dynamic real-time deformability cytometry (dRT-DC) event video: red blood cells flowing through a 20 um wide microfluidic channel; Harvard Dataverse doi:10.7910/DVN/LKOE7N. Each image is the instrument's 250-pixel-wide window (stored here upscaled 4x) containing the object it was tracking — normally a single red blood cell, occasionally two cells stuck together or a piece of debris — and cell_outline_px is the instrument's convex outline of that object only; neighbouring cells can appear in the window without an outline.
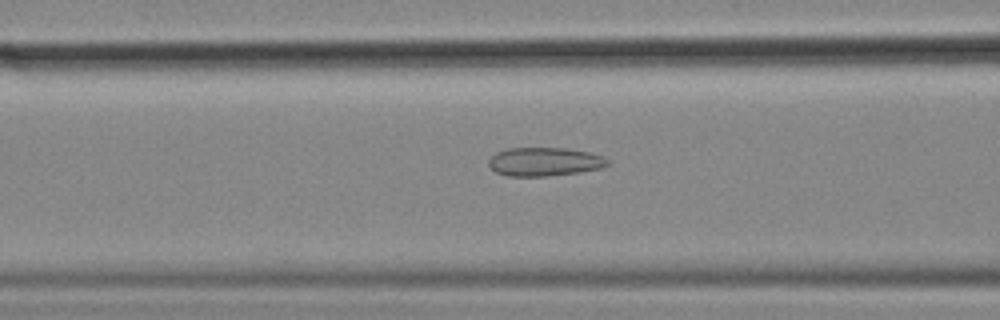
{"species": "common noctule bat (a hibernating species)", "species_latin": "Nyctalus noctula", "temperature_condition": "cold", "stored_images_in_passage": 52, "camera_frame_rate_fps": 3000, "um_per_image_px": 0.085, "animal": {"sex": "female", "body_mass_g": 18.4}, "frame": {"image": 1, "passage_image": 18, "time_ms": 5.667, "image_size_px": [1000, 320], "cell_outline_px": [[612, 164], [600, 168], [580, 172], [544, 176], [508, 176], [496, 172], [488, 164], [488, 160], [496, 152], [508, 148], [568, 148], [588, 152], [604, 156], [612, 160]], "centroid_in_image_um": [46.34, 13.74], "position_along_channel_um": 120.3, "area_um2": 20.0}}
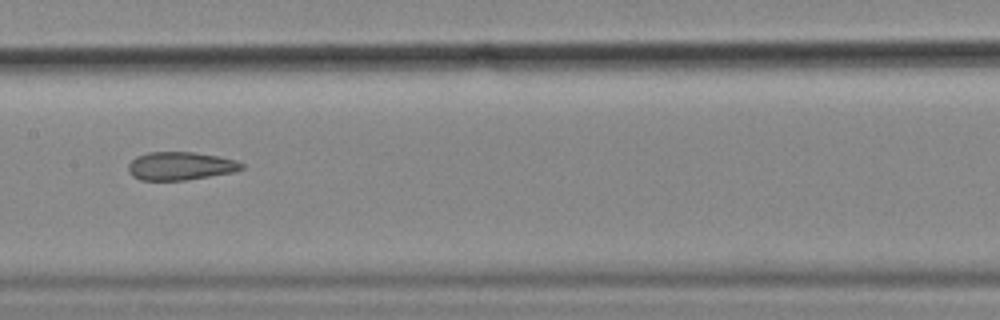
{"frame": {"image": 2, "passage_image": 24, "time_ms": 7.667, "image_size_px": [1000, 320], "cell_outline_px": [[244, 168], [232, 172], [184, 180], [140, 180], [132, 176], [128, 168], [128, 164], [136, 156], [148, 152], [196, 152], [236, 160], [244, 164]], "centroid_in_image_um": [15.31, 14.1], "position_along_channel_um": 192.1, "area_um2": 18.5}}
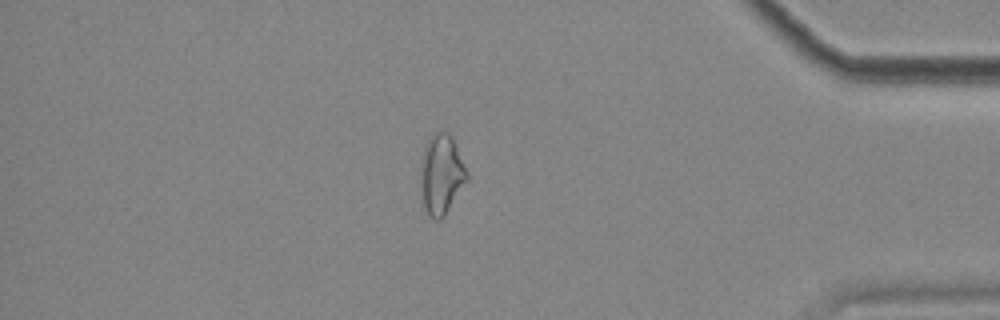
{"frame": {"image": 3, "passage_image": 44, "time_ms": 14.333, "image_size_px": [1000, 320], "cell_outline_px": [[468, 180], [444, 216], [440, 220], [432, 220], [428, 216], [424, 204], [420, 168], [424, 148], [428, 140], [436, 132], [448, 132], [452, 136], [456, 144], [468, 172]], "centroid_in_image_um": [37.54, 14.83], "position_along_channel_um": 397.7, "area_um2": 21.44}, "authors_computed_cell_mechanics": {"area_um2": 20.2011, "velocity_mm_per_s": 3.5935, "shape_relaxation_time_tau1_ms": null, "shape_relaxation_time_tau2_ms": 3.1008, "deformation_change_tau1": null, "deformation_change_tau2": 0.1041}}